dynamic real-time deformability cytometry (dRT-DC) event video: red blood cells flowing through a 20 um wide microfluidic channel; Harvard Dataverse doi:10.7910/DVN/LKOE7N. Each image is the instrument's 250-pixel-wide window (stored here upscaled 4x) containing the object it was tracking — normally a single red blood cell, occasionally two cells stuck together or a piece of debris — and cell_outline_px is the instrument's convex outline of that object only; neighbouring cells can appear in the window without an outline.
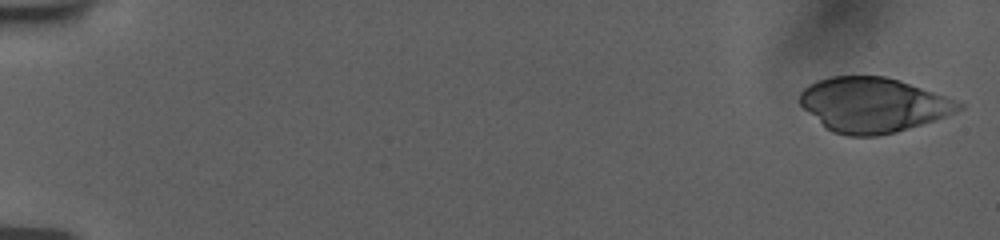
{"species": "human", "species_latin": "Homo sapiens", "temperature_condition": "room temperature", "stored_images_in_passage": 54, "camera_frame_rate_fps": 3000, "um_per_image_px": 0.085, "donor": {"sex": "female"}, "frame": {"image": 1, "passage_image": 1, "time_ms": 0.0, "image_size_px": [1000, 240], "cell_outline_px": [[964, 108], [956, 112], [936, 120], [896, 132], [880, 136], [848, 136], [832, 132], [824, 128], [800, 104], [800, 92], [808, 84], [816, 80], [828, 76], [884, 76], [900, 80], [944, 96], [964, 104]], "centroid_in_image_um": [74.18, 8.92], "position_along_channel_um": 10.8, "area_um2": 50.81}}